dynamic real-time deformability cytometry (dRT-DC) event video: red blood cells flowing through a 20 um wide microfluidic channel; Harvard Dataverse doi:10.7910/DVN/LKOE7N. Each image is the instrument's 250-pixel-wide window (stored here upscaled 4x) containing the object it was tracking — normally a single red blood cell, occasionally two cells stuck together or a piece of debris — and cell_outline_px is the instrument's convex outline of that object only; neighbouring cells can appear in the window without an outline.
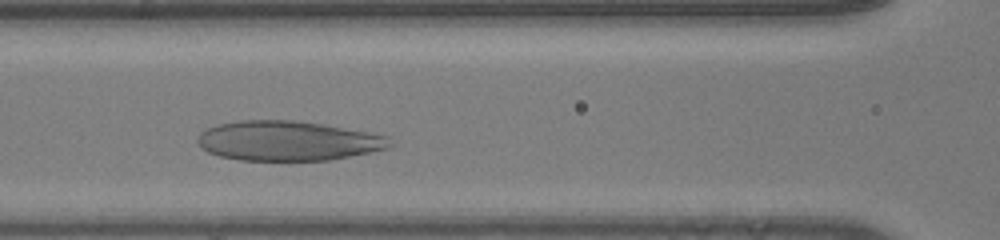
{"species": "human", "species_latin": "Homo sapiens", "temperature_condition": "room temperature", "stored_images_in_passage": 29, "camera_frame_rate_fps": 3000, "um_per_image_px": 0.085, "donor": {"sex": "male"}, "frame": {"image": 1, "passage_image": 9, "time_ms": 2.667, "image_size_px": [1000, 240], "cell_outline_px": [[396, 144], [388, 148], [328, 160], [240, 160], [220, 156], [208, 152], [200, 148], [196, 140], [200, 132], [216, 124], [240, 120], [292, 120], [320, 124], [368, 132], [388, 136]], "centroid_in_image_um": [24.44, 11.97], "position_along_channel_um": 142.2, "area_um2": 44.45}}
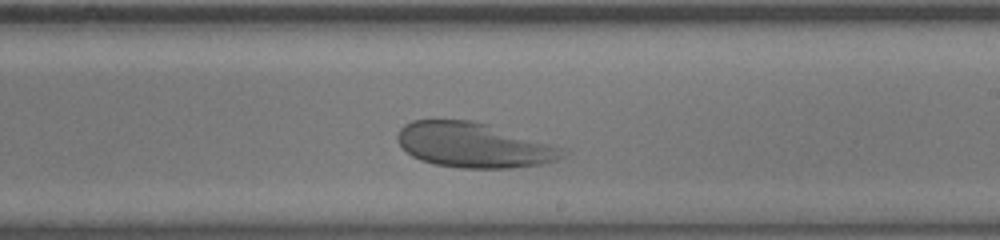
{"frame": {"image": 2, "passage_image": 17, "time_ms": 5.333, "image_size_px": [1000, 240], "cell_outline_px": [[568, 152], [564, 156], [556, 160], [540, 164], [512, 168], [460, 168], [436, 164], [420, 160], [412, 156], [396, 140], [396, 136], [400, 128], [404, 124], [412, 120], [476, 120], [560, 148]], "centroid_in_image_um": [40.2, 12.33], "position_along_channel_um": 248.8, "area_um2": 42.77}}
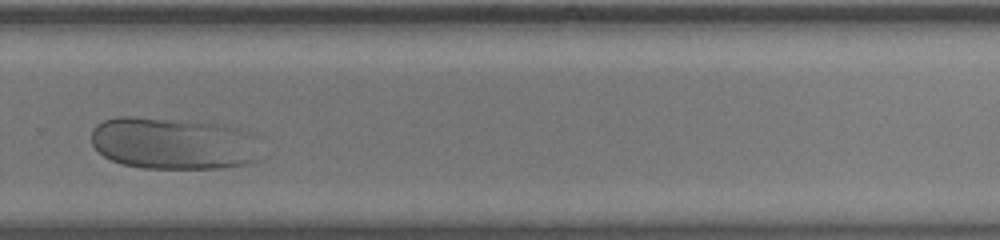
{"frame": {"image": 3, "passage_image": 22, "time_ms": 7.0, "image_size_px": [1000, 240], "cell_outline_px": [[260, 160], [252, 164], [220, 168], [144, 168], [124, 164], [112, 160], [104, 156], [92, 144], [92, 128], [96, 124], [104, 120], [116, 116], [132, 116], [180, 120], [224, 124], [248, 132]], "centroid_in_image_um": [14.68, 12.19], "position_along_channel_um": 315.1, "area_um2": 51.27}}